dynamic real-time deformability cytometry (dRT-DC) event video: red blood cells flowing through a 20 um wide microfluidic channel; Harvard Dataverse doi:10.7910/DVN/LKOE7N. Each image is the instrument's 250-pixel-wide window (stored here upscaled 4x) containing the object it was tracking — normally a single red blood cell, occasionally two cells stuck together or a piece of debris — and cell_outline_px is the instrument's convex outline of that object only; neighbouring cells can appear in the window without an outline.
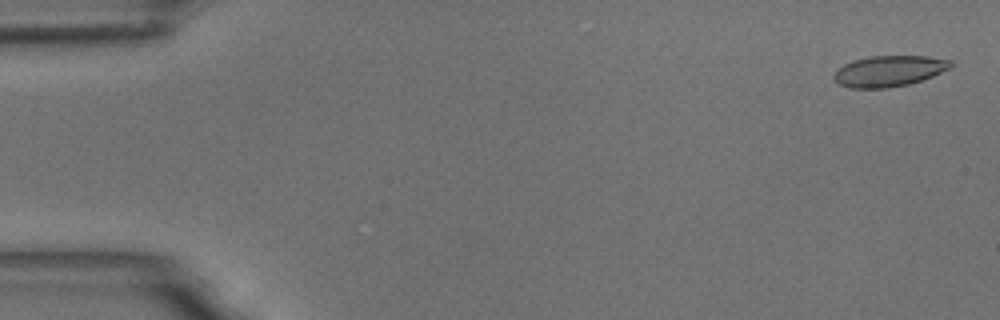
{"species": "common noctule bat (a hibernating species)", "species_latin": "Nyctalus noctula", "temperature_condition": "room temperature", "stored_images_in_passage": 55, "camera_frame_rate_fps": 3000, "um_per_image_px": 0.085, "animal": {"sex": "male", "body_mass_g": 18.8}, "frame": {"image": 1, "passage_image": 2, "time_ms": 0.333, "image_size_px": [1000, 320], "cell_outline_px": [[952, 68], [932, 76], [908, 84], [888, 88], [848, 88], [840, 84], [832, 76], [836, 68], [852, 60], [872, 56], [928, 56], [952, 60]], "centroid_in_image_um": [75.56, 6.03], "position_along_channel_um": 9.4, "area_um2": 21.15}}
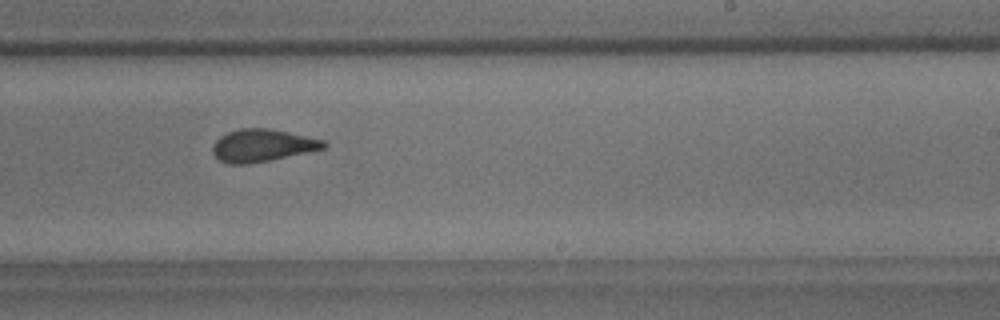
{"frame": {"image": 2, "passage_image": 34, "time_ms": 11.0, "image_size_px": [1000, 320], "cell_outline_px": [[328, 148], [272, 160], [248, 164], [228, 164], [220, 160], [212, 152], [212, 144], [220, 136], [228, 132], [240, 128], [272, 128], [324, 140], [328, 144]], "centroid_in_image_um": [22.33, 12.36], "position_along_channel_um": 266.7, "area_um2": 21.33}}
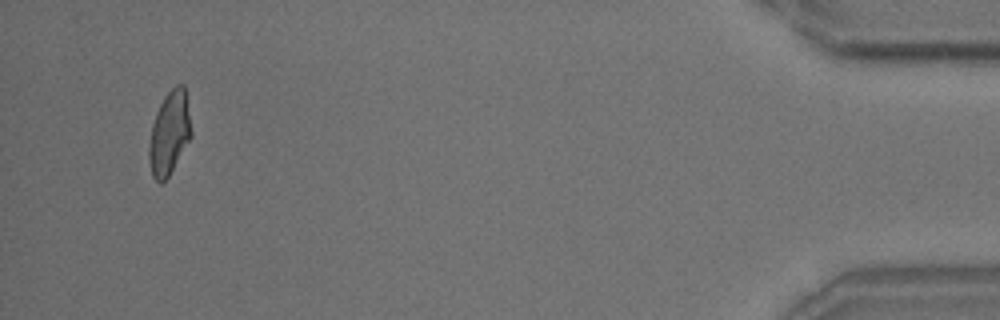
{"frame": {"image": 3, "passage_image": 53, "time_ms": 17.333, "image_size_px": [1000, 320], "cell_outline_px": [[192, 136], [168, 176], [160, 184], [152, 176], [148, 156], [148, 148], [152, 124], [156, 112], [164, 96], [176, 84], [184, 84], [192, 132]], "centroid_in_image_um": [14.39, 11.3], "position_along_channel_um": 420.8, "area_um2": 20.4}, "authors_computed_cell_mechanics": {"area_um2": 21.386, "velocity_mm_per_s": 3.6495, "shape_relaxation_time_tau1_ms": 5.9978, "shape_relaxation_time_tau2_ms": 1.3714, "deformation_change_tau1": 0.1543, "deformation_change_tau2": 0.072}}